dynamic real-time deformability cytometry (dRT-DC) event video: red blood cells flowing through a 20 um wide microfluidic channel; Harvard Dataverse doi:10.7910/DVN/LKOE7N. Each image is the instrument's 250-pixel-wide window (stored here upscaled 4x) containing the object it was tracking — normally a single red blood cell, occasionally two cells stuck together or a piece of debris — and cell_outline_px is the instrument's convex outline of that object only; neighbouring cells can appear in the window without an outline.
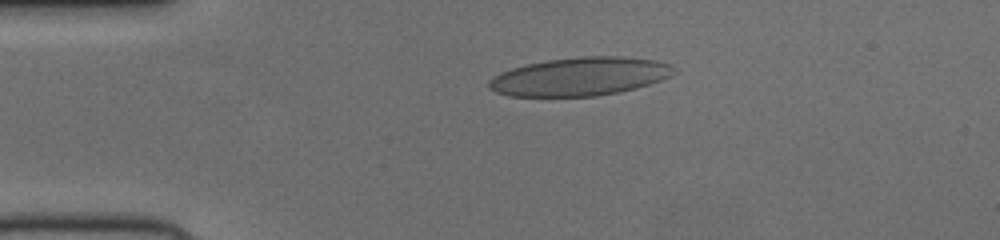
{"species": "human", "species_latin": "Homo sapiens", "temperature_condition": "cold", "stored_images_in_passage": 41, "camera_frame_rate_fps": 3000, "um_per_image_px": 0.085, "donor": {"sex": "female"}, "frame": {"image": 1, "passage_image": 1, "time_ms": 0.0, "image_size_px": [1000, 240], "cell_outline_px": [[668, 76], [660, 80], [648, 84], [616, 92], [596, 96], [508, 96], [496, 92], [488, 88], [488, 80], [500, 72], [512, 68], [528, 64], [548, 60], [580, 56], [616, 56], [652, 60], [668, 64]], "centroid_in_image_um": [49.14, 6.51], "position_along_channel_um": 35.9, "area_um2": 40.46}}
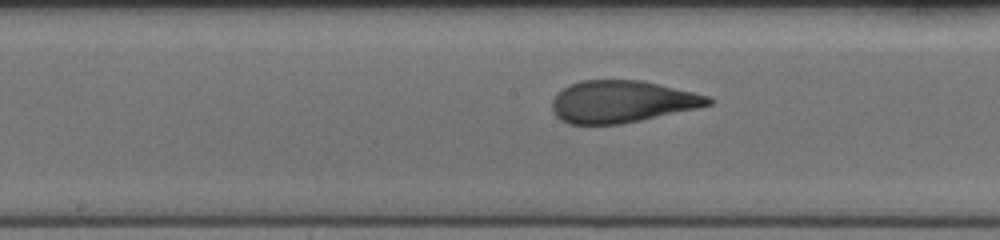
{"frame": {"image": 2, "passage_image": 16, "time_ms": 5.0, "image_size_px": [1000, 240], "cell_outline_px": [[716, 100], [712, 104], [696, 108], [640, 120], [620, 124], [568, 124], [560, 120], [556, 116], [552, 108], [552, 100], [556, 92], [568, 84], [580, 80], [644, 80], [708, 96]], "centroid_in_image_um": [52.81, 8.63], "position_along_channel_um": 195.4, "area_um2": 38.38}}
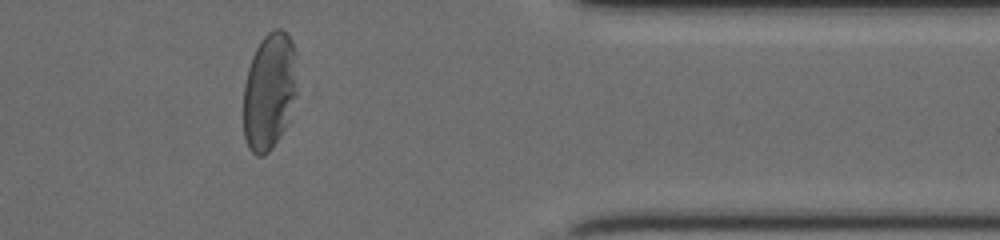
{"frame": {"image": 3, "passage_image": 32, "time_ms": 10.333, "image_size_px": [1000, 240], "cell_outline_px": [[296, 92], [284, 128], [272, 148], [264, 156], [256, 156], [248, 148], [244, 136], [244, 84], [248, 68], [252, 56], [260, 40], [272, 28], [280, 28], [288, 36], [296, 52]], "centroid_in_image_um": [22.87, 7.74], "position_along_channel_um": 388.5, "area_um2": 36.47}}